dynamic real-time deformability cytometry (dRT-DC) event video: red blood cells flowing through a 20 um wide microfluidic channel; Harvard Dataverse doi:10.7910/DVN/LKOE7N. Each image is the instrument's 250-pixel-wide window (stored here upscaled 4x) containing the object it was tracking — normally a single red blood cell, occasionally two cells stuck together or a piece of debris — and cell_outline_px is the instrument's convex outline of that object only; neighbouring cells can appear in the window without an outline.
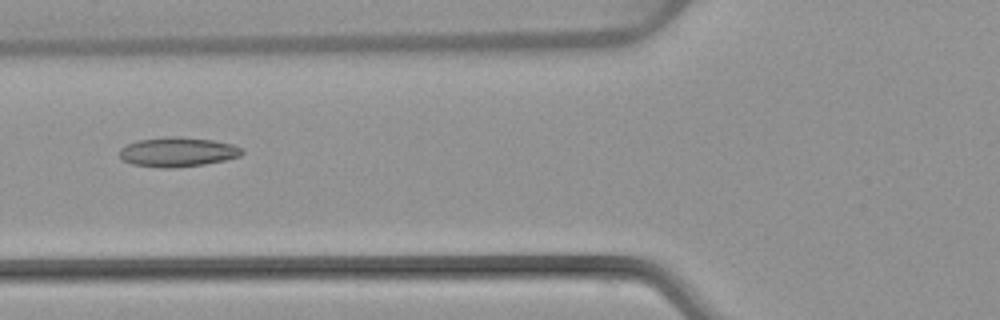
{"species": "common noctule bat (a hibernating species)", "species_latin": "Nyctalus noctula", "temperature_condition": "warm", "stored_images_in_passage": 5, "camera_frame_rate_fps": 3000, "um_per_image_px": 0.085, "animal": {"sex": "female", "body_mass_g": 22.7, "forearm_length_mm": 54.2}, "frame": {"image": 1, "passage_image": 5, "time_ms": 4.667, "image_size_px": [1000, 320], "cell_outline_px": [[244, 152], [240, 156], [224, 160], [204, 164], [176, 168], [160, 168], [132, 164], [124, 160], [120, 156], [120, 148], [136, 140], [168, 136], [180, 136], [212, 140], [232, 144], [244, 148]], "centroid_in_image_um": [15.11, 12.91], "position_along_channel_um": 110.7, "area_um2": 21.21}}